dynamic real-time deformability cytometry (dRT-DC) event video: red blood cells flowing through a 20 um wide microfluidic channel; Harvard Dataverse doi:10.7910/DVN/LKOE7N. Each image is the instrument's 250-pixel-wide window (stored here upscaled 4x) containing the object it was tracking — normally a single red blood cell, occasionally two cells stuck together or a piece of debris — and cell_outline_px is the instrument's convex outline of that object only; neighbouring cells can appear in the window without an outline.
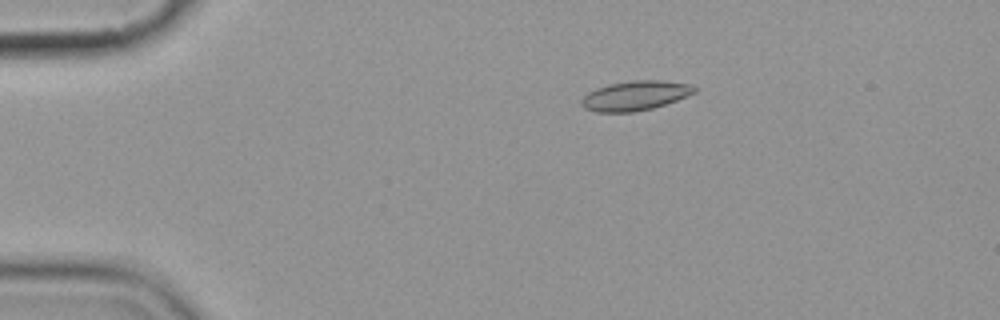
{"species": "common noctule bat (a hibernating species)", "species_latin": "Nyctalus noctula", "temperature_condition": "cold", "stored_images_in_passage": 6, "camera_frame_rate_fps": 3000, "um_per_image_px": 0.085, "animal": {"sex": "female", "body_mass_g": 19.9}, "frame": {"image": 1, "passage_image": 3, "time_ms": 3.333, "image_size_px": [1000, 320], "cell_outline_px": [[696, 92], [676, 100], [652, 108], [636, 112], [596, 112], [584, 108], [580, 104], [580, 100], [588, 92], [596, 88], [608, 84], [636, 80], [660, 80], [688, 84], [696, 88]], "centroid_in_image_um": [53.94, 8.13], "position_along_channel_um": 31.1, "area_um2": 19.36}}
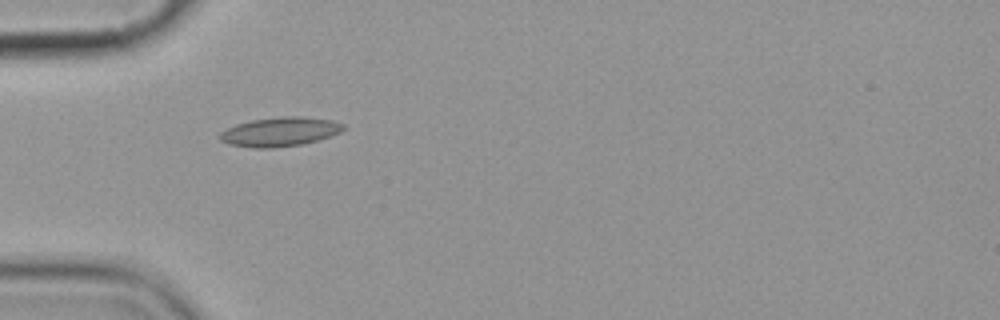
{"frame": {"image": 2, "passage_image": 5, "time_ms": 5.667, "image_size_px": [1000, 320], "cell_outline_px": [[344, 128], [340, 132], [316, 140], [300, 144], [272, 148], [256, 148], [232, 144], [220, 140], [216, 136], [220, 132], [236, 124], [252, 120], [280, 116], [300, 116], [332, 120], [344, 124]], "centroid_in_image_um": [23.76, 11.19], "position_along_channel_um": 61.2, "area_um2": 20.75}}
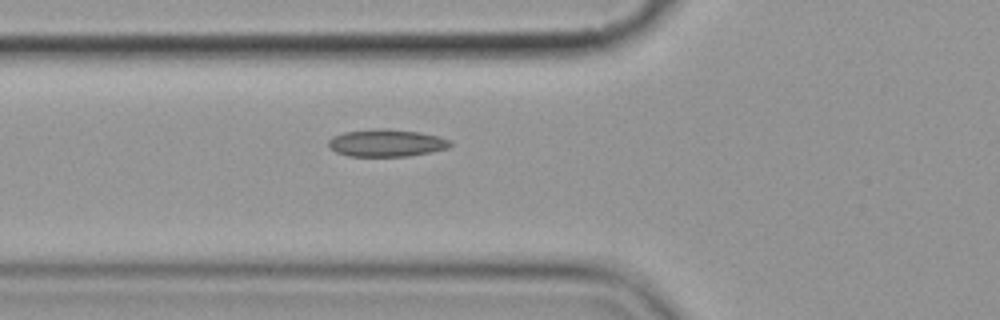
{"frame": {"image": 3, "passage_image": 6, "time_ms": 6.667, "image_size_px": [1000, 320], "cell_outline_px": [[452, 144], [448, 148], [408, 156], [348, 156], [336, 152], [328, 148], [328, 140], [332, 136], [344, 132], [372, 128], [388, 128], [420, 132], [440, 136], [452, 140]], "centroid_in_image_um": [32.83, 12.13], "position_along_channel_um": 93.0, "area_um2": 19.71}}